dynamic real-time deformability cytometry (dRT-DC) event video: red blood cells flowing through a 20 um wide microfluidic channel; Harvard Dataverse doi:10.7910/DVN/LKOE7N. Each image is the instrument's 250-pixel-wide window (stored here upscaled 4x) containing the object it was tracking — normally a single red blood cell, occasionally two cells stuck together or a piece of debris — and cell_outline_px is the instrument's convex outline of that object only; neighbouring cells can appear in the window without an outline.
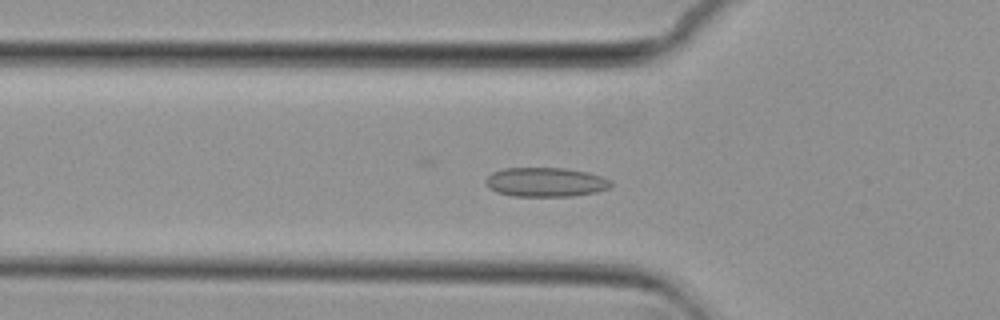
{"species": "common noctule bat (a hibernating species)", "species_latin": "Nyctalus noctula", "temperature_condition": "cold", "stored_images_in_passage": 47, "camera_frame_rate_fps": 3000, "um_per_image_px": 0.085, "animal": {"sex": "female", "body_mass_g": 29.2, "forearm_length_mm": 56.3}, "frame": {"image": 1, "passage_image": 18, "time_ms": 5.667, "image_size_px": [1000, 320], "cell_outline_px": [[612, 188], [596, 192], [572, 196], [512, 196], [496, 192], [488, 188], [484, 184], [484, 180], [492, 172], [504, 168], [564, 168], [588, 172], [604, 176], [612, 180]], "centroid_in_image_um": [46.39, 15.48], "position_along_channel_um": 79.4, "area_um2": 21.73}}
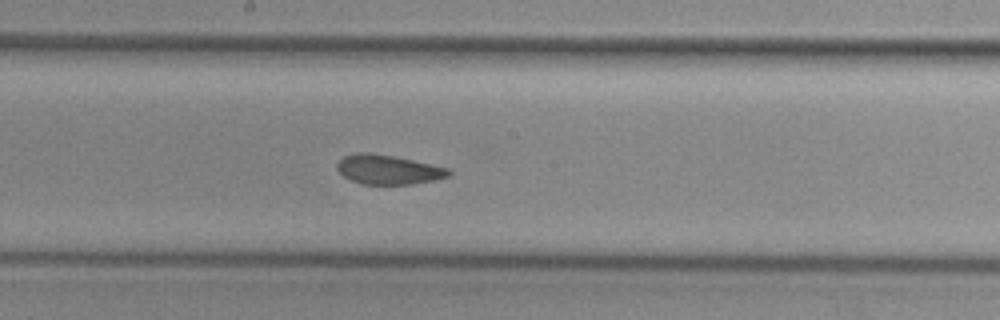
{"frame": {"image": 2, "passage_image": 29, "time_ms": 9.333, "image_size_px": [1000, 320], "cell_outline_px": [[452, 172], [448, 176], [432, 180], [412, 184], [364, 184], [352, 180], [344, 176], [336, 168], [336, 164], [344, 156], [356, 152], [368, 152], [392, 156], [412, 160], [448, 168]], "centroid_in_image_um": [32.97, 14.41], "position_along_channel_um": 215.2, "area_um2": 18.84}}
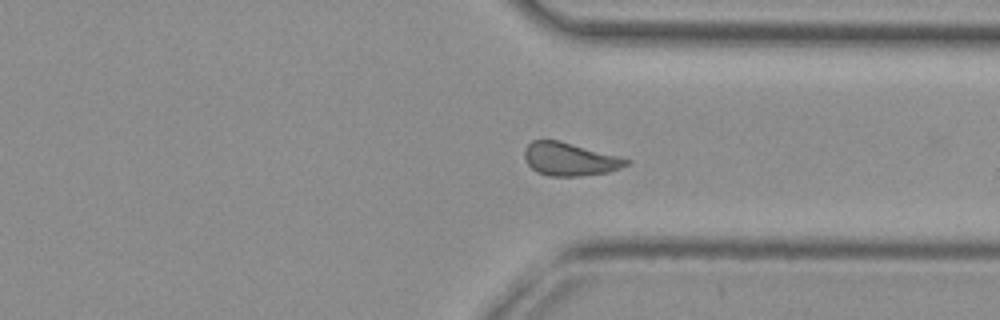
{"frame": {"image": 3, "passage_image": 41, "time_ms": 13.333, "image_size_px": [1000, 320], "cell_outline_px": [[632, 160], [628, 164], [620, 168], [608, 172], [576, 176], [548, 176], [536, 172], [528, 164], [524, 156], [524, 148], [532, 140], [556, 140]], "centroid_in_image_um": [48.39, 13.54], "position_along_channel_um": 363.0, "area_um2": 19.31}, "authors_computed_cell_mechanics": {"area_um2": 20.2878, "velocity_mm_per_s": 3.6994, "shape_relaxation_time_tau1_ms": null, "shape_relaxation_time_tau2_ms": 1.5585, "deformation_change_tau1": null, "deformation_change_tau2": 0.0614}}